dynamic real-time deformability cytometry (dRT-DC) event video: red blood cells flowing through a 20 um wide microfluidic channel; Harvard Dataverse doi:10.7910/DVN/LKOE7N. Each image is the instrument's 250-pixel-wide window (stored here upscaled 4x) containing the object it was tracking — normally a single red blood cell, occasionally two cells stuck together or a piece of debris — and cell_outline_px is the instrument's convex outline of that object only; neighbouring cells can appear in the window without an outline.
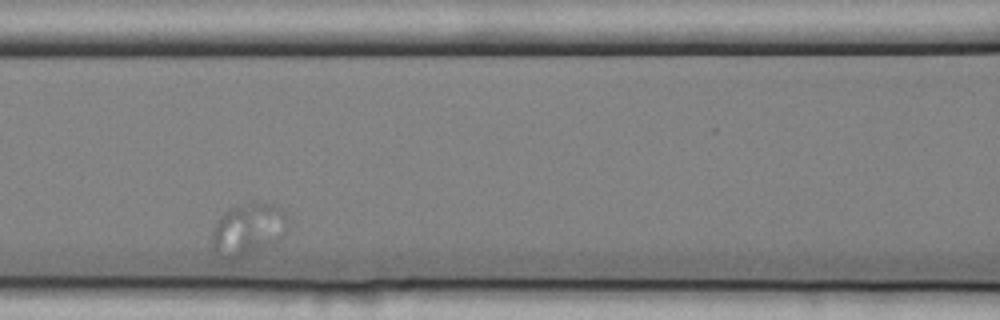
{"species": "common noctule bat (a hibernating species)", "species_latin": "Nyctalus noctula", "temperature_condition": "cold", "stored_images_in_passage": 6, "camera_frame_rate_fps": 3000, "um_per_image_px": 0.085, "animal": {"sex": "female", "body_mass_g": 25.1}, "frame": {"image": 1, "passage_image": 3, "time_ms": 0.667, "image_size_px": [1000, 320], "cell_outline_px": [[288, 228], [280, 240], [272, 244], [232, 260], [220, 256], [212, 248], [212, 228], [216, 220], [224, 212], [232, 208], [252, 204], [276, 204], [284, 208], [288, 220]], "centroid_in_image_um": [21.1, 19.5], "position_along_channel_um": 145.5, "area_um2": 22.95}}
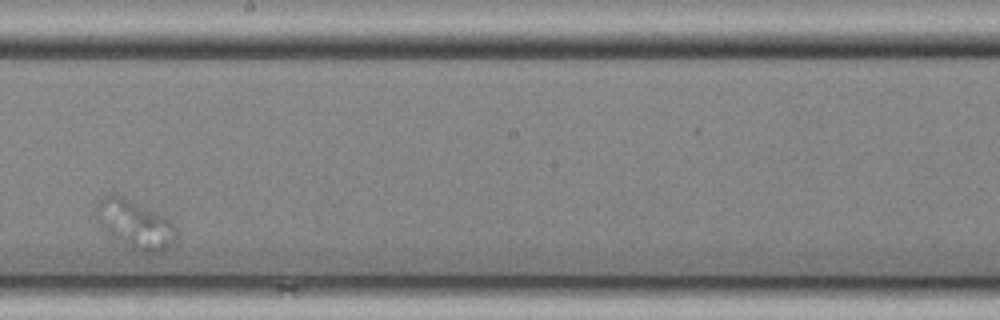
{"frame": {"image": 2, "passage_image": 5, "time_ms": 1.333, "image_size_px": [1000, 320], "cell_outline_px": [[176, 236], [168, 248], [160, 252], [144, 252], [132, 248], [112, 236], [108, 232], [96, 212], [96, 208], [100, 200], [108, 196], [120, 196], [164, 216], [172, 224], [176, 232]], "centroid_in_image_um": [11.53, 19.1], "position_along_channel_um": 236.7, "area_um2": 21.1}}
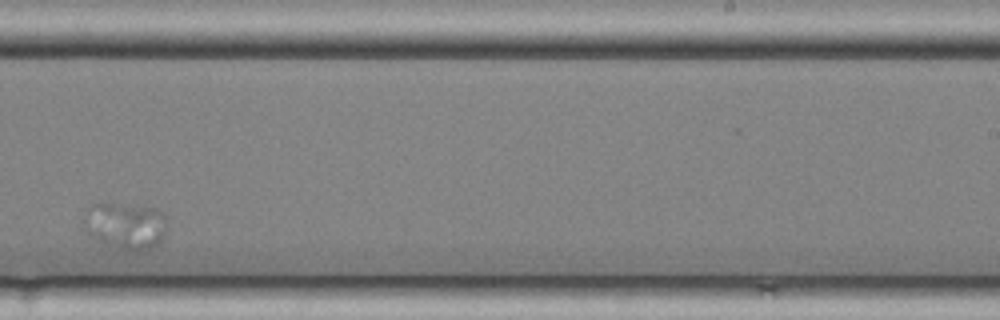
{"frame": {"image": 3, "passage_image": 6, "time_ms": 1.667, "image_size_px": [1000, 320], "cell_outline_px": [[164, 232], [160, 244], [136, 252], [120, 248], [96, 240], [88, 232], [84, 224], [84, 220], [92, 204], [100, 200], [156, 208], [164, 216]], "centroid_in_image_um": [10.65, 19.14], "position_along_channel_um": 278.4, "area_um2": 22.6}}